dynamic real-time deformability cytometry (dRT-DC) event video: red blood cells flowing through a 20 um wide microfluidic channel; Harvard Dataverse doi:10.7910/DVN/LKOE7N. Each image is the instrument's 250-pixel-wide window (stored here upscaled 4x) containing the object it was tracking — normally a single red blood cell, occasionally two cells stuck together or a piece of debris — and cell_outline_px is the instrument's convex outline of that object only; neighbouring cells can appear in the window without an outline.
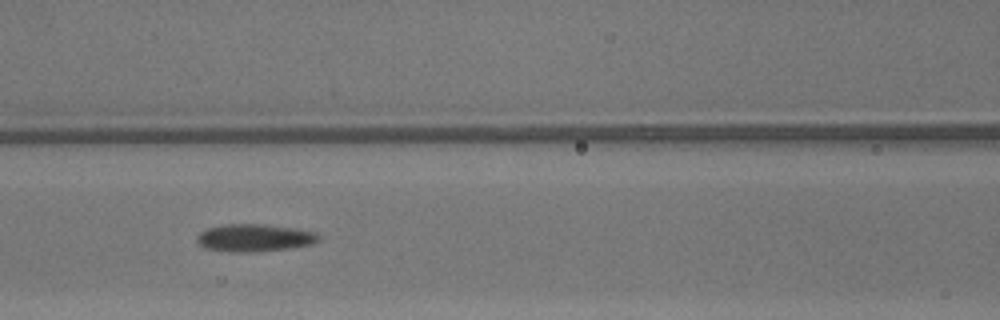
{"species": "common noctule bat (a hibernating species)", "species_latin": "Nyctalus noctula", "temperature_condition": "warm", "stored_images_in_passage": 13, "camera_frame_rate_fps": 3000, "um_per_image_px": 0.085, "animal": {"sex": "male", "body_mass_g": 13.3}, "frame": {"image": 1, "passage_image": 6, "time_ms": 1.667, "image_size_px": [1000, 320], "cell_outline_px": [[320, 236], [312, 244], [288, 248], [248, 252], [228, 252], [204, 248], [196, 240], [196, 236], [200, 232], [208, 228], [224, 224], [264, 224], [292, 228], [316, 232]], "centroid_in_image_um": [21.57, 20.21], "position_along_channel_um": 145.0, "area_um2": 19.36}}